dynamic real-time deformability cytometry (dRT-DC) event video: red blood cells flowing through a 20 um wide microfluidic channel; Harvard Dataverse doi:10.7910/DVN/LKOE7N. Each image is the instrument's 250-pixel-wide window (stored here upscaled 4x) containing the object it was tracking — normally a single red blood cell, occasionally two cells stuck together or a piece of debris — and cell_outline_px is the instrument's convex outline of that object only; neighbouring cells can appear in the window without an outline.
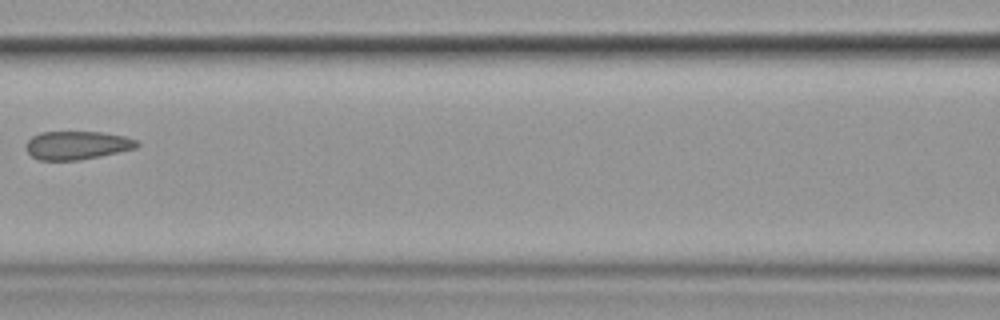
{"species": "common noctule bat (a hibernating species)", "species_latin": "Nyctalus noctula", "temperature_condition": "cold", "stored_images_in_passage": 8, "camera_frame_rate_fps": 3000, "um_per_image_px": 0.085, "animal": {"sex": "female", "body_mass_g": 19.9}, "frame": {"image": 1, "passage_image": 8, "time_ms": 8.667, "image_size_px": [1000, 320], "cell_outline_px": [[140, 144], [136, 148], [100, 156], [76, 160], [40, 160], [32, 156], [24, 148], [24, 144], [32, 136], [40, 132], [104, 132], [124, 136], [136, 140]], "centroid_in_image_um": [6.52, 12.34], "position_along_channel_um": 160.1, "area_um2": 18.38}}